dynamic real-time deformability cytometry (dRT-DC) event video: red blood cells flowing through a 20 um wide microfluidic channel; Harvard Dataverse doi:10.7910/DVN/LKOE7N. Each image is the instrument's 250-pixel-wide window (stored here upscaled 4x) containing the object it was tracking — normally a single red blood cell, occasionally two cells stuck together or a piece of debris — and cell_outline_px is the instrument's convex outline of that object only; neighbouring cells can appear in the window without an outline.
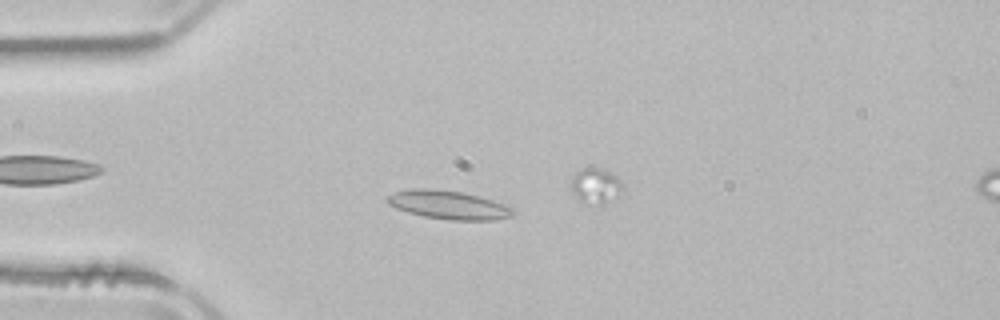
{"species": "common noctule bat (a hibernating species)", "species_latin": "Nyctalus noctula", "temperature_condition": "room temperature", "stored_images_in_passage": 52, "camera_frame_rate_fps": 3000, "um_per_image_px": 0.085, "animal": {"sex": "male", "body_mass_g": 21.5, "forearm_length_mm": 52.0}, "frame": {"image": 1, "passage_image": 13, "time_ms": 4.0, "image_size_px": [1000, 320], "cell_outline_px": [[516, 212], [512, 216], [492, 220], [452, 220], [424, 216], [408, 212], [396, 208], [388, 204], [384, 200], [388, 196], [396, 192], [412, 188], [432, 188], [464, 192], [480, 196], [504, 204], [512, 208]], "centroid_in_image_um": [38.12, 17.4], "position_along_channel_um": 46.9, "area_um2": 20.98}}
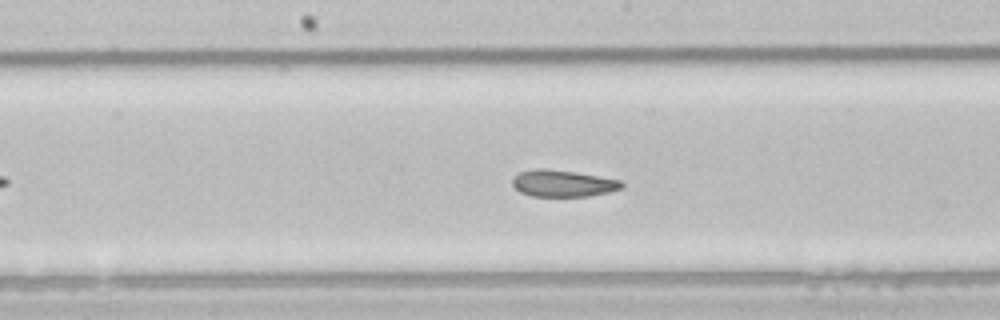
{"frame": {"image": 2, "passage_image": 26, "time_ms": 8.333, "image_size_px": [1000, 320], "cell_outline_px": [[624, 184], [620, 188], [608, 192], [588, 196], [532, 196], [520, 192], [512, 184], [512, 180], [520, 172], [536, 168], [544, 168], [576, 172], [620, 180]], "centroid_in_image_um": [47.83, 15.58], "position_along_channel_um": 200.4, "area_um2": 16.82}}
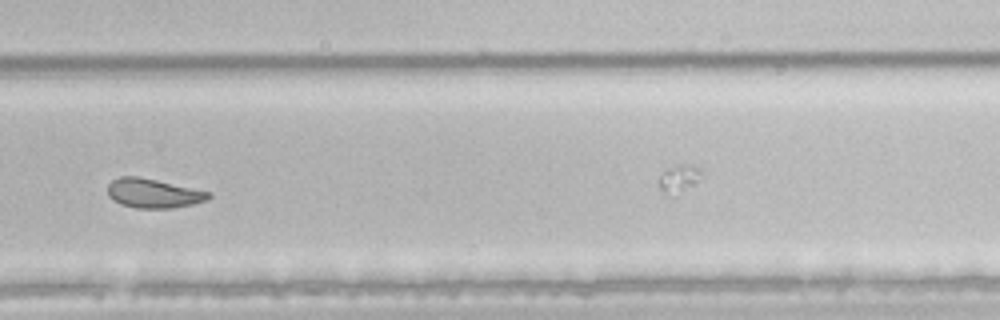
{"frame": {"image": 3, "passage_image": 35, "time_ms": 11.333, "image_size_px": [1000, 320], "cell_outline_px": [[212, 196], [204, 200], [192, 204], [172, 208], [136, 208], [120, 204], [108, 196], [108, 184], [112, 180], [120, 176], [136, 176], [156, 180], [212, 192]], "centroid_in_image_um": [13.02, 16.43], "position_along_channel_um": 316.8, "area_um2": 17.11}, "authors_computed_cell_mechanics": {"area_um2": 19.7965, "velocity_mm_per_s": 3.9026, "shape_relaxation_time_tau1_ms": 6.7495, "shape_relaxation_time_tau2_ms": 2.2836, "deformation_change_tau1": 0.1368, "deformation_change_tau2": 0.0741}}